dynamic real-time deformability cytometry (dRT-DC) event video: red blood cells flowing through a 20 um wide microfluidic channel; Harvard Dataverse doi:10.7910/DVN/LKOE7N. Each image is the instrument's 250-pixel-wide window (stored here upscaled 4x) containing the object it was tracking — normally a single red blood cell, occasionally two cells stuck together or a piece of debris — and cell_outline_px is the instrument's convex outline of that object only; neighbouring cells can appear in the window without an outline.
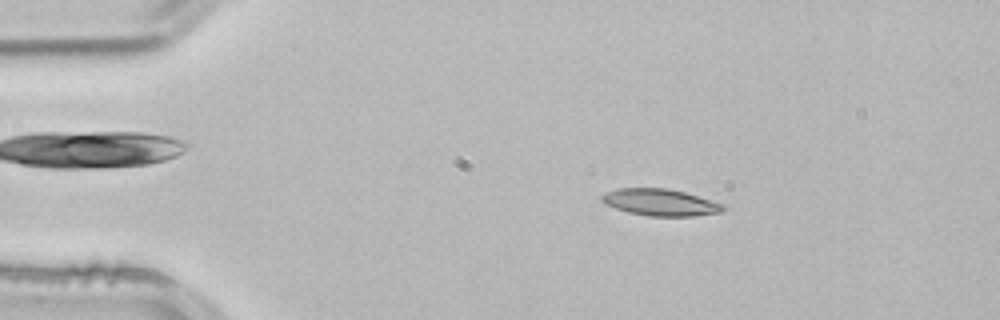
{"species": "common noctule bat (a hibernating species)", "species_latin": "Nyctalus noctula", "temperature_condition": "room temperature", "stored_images_in_passage": 4, "camera_frame_rate_fps": 3000, "um_per_image_px": 0.085, "animal": {"sex": "male", "body_mass_g": 21.5, "forearm_length_mm": 52.0}, "frame": {"image": 1, "passage_image": 3, "time_ms": 0.667, "image_size_px": [1000, 320], "cell_outline_px": [[724, 208], [720, 212], [692, 216], [648, 216], [628, 212], [604, 204], [600, 200], [600, 196], [604, 192], [616, 188], [668, 188], [684, 192], [724, 204]], "centroid_in_image_um": [56.05, 17.19], "position_along_channel_um": 28.9, "area_um2": 18.96}}